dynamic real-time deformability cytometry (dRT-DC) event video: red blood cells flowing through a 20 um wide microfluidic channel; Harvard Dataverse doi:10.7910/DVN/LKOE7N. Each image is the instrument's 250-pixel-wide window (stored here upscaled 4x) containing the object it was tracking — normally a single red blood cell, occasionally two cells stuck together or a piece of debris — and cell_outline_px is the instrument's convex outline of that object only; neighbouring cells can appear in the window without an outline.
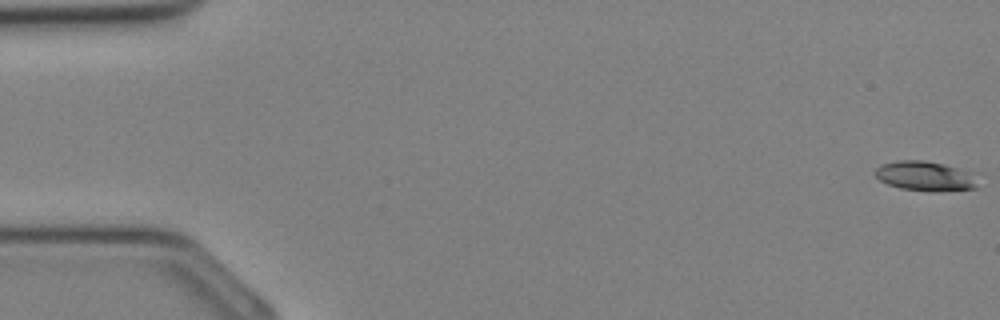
{"species": "Egyptian fruit bat (a non-hibernating species)", "species_latin": "Rousettus aegyptiacus", "temperature_condition": "cold", "stored_images_in_passage": 33, "camera_frame_rate_fps": 3000, "um_per_image_px": 0.085, "animal": {"sex": "female"}, "frame": {"image": 1, "passage_image": 1, "time_ms": 0.0, "image_size_px": [1000, 320], "cell_outline_px": [[980, 172], [976, 188], [936, 192], [932, 192], [900, 188], [888, 184], [880, 180], [872, 172], [880, 164], [896, 160], [924, 160], [944, 164]], "centroid_in_image_um": [78.73, 14.95], "position_along_channel_um": 6.3, "area_um2": 18.5}}
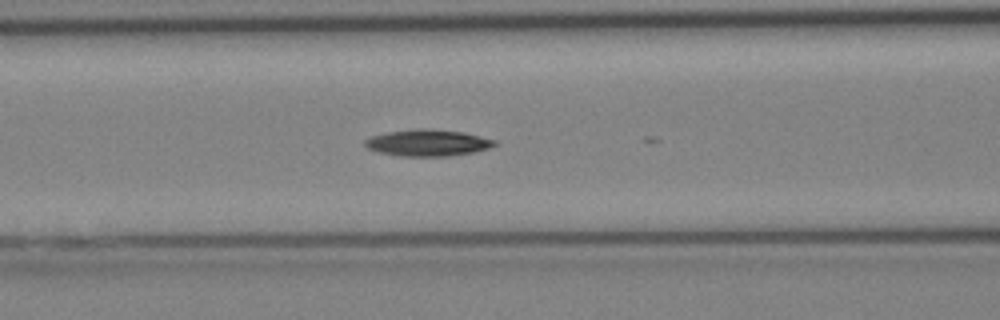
{"frame": {"image": 2, "passage_image": 15, "time_ms": 4.667, "image_size_px": [1000, 320], "cell_outline_px": [[500, 144], [488, 148], [472, 152], [448, 156], [400, 156], [376, 152], [368, 148], [364, 144], [364, 140], [368, 136], [388, 132], [416, 128], [428, 128], [464, 132], [496, 140]], "centroid_in_image_um": [36.33, 12.13], "position_along_channel_um": 130.3, "area_um2": 20.29}}
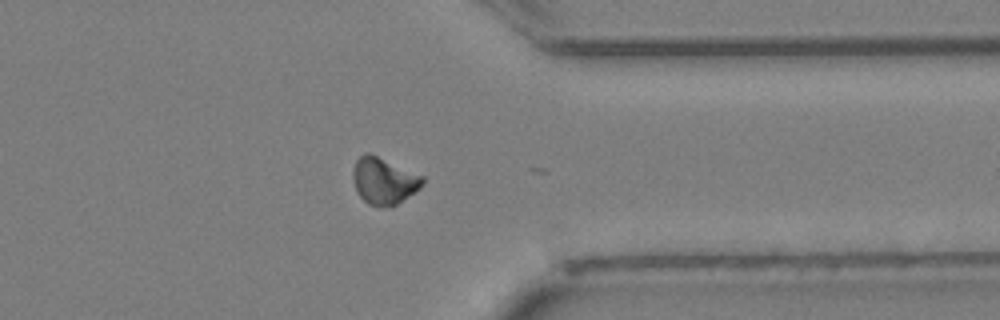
{"frame": {"image": 3, "passage_image": 28, "time_ms": 9.0, "image_size_px": [1000, 320], "cell_outline_px": [[424, 180], [420, 188], [396, 204], [380, 208], [368, 204], [360, 196], [352, 180], [352, 172], [356, 160], [364, 152], [368, 152], [424, 176]], "centroid_in_image_um": [32.6, 15.37], "position_along_channel_um": 378.8, "area_um2": 18.84}}